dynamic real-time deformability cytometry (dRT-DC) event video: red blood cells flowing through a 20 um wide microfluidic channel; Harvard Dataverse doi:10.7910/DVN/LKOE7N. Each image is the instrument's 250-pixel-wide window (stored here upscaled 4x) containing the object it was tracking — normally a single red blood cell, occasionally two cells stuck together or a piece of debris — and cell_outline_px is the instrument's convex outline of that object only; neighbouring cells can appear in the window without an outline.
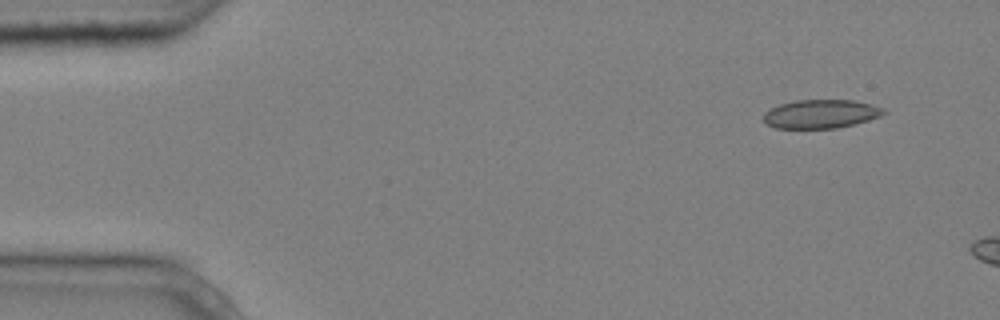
{"species": "common noctule bat (a hibernating species)", "species_latin": "Nyctalus noctula", "temperature_condition": "cold", "stored_images_in_passage": 3, "camera_frame_rate_fps": 3000, "um_per_image_px": 0.085, "animal": {"sex": "male", "body_mass_g": 20.4}, "frame": {"image": 1, "passage_image": 1, "time_ms": 0.0, "image_size_px": [1000, 320], "cell_outline_px": [[888, 112], [880, 116], [868, 120], [836, 128], [776, 128], [768, 124], [764, 120], [764, 112], [780, 104], [796, 100], [852, 100], [872, 104], [884, 108]], "centroid_in_image_um": [69.8, 9.68], "position_along_channel_um": 15.2, "area_um2": 19.94}}